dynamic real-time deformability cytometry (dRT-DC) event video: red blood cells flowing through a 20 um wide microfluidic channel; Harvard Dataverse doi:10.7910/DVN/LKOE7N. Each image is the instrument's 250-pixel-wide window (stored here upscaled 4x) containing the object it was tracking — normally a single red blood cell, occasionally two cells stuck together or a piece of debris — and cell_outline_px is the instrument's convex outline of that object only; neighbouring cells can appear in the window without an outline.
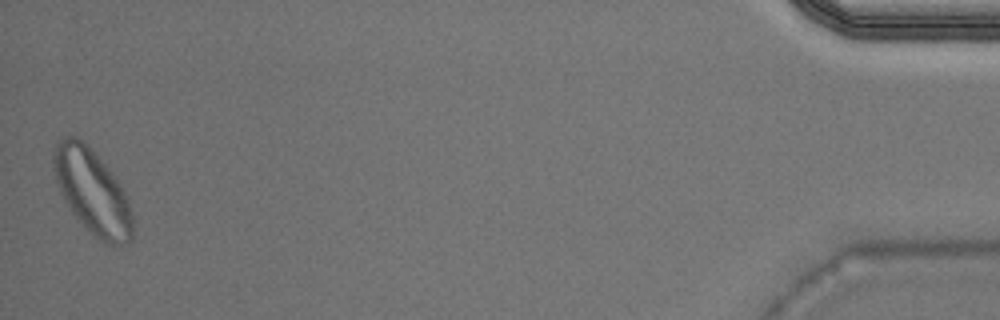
{"species": "Egyptian fruit bat (a non-hibernating species)", "species_latin": "Rousettus aegyptiacus", "temperature_condition": "warm", "stored_images_in_passage": 41, "camera_frame_rate_fps": 3000, "um_per_image_px": 0.085, "animal": {"sex": "male"}, "frame": {"image": 1, "passage_image": 41, "time_ms": 13.333, "image_size_px": [1000, 320], "cell_outline_px": [[132, 240], [124, 244], [104, 244], [72, 212], [60, 192], [56, 180], [52, 160], [52, 152], [56, 144], [64, 136], [76, 136], [104, 164], [116, 180], [124, 192], [128, 200], [132, 216]], "centroid_in_image_um": [7.82, 16.3], "position_along_channel_um": 427.4, "area_um2": 37.92}}